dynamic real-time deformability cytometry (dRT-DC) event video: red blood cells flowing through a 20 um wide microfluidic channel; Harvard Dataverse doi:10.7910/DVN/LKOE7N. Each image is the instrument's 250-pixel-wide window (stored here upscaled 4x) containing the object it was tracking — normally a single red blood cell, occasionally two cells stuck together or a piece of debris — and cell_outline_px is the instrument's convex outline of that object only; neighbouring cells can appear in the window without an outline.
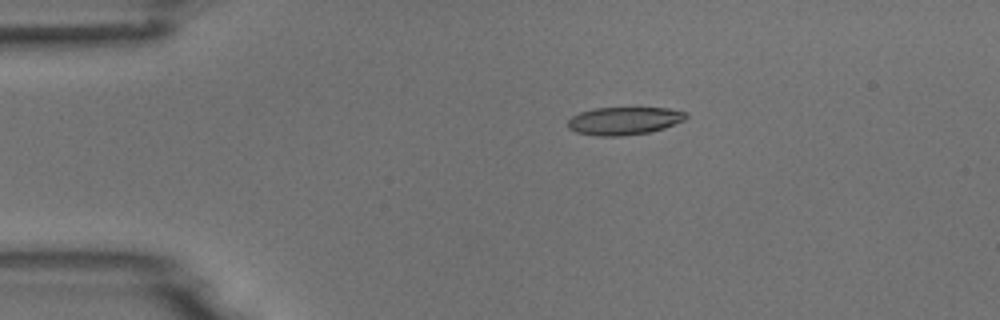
{"species": "common noctule bat (a hibernating species)", "species_latin": "Nyctalus noctula", "temperature_condition": "room temperature", "stored_images_in_passage": 2, "camera_frame_rate_fps": 3000, "um_per_image_px": 0.085, "animal": {"sex": "male", "body_mass_g": 18.8}, "frame": {"image": 1, "passage_image": 1, "time_ms": 0.0, "image_size_px": [1000, 320], "cell_outline_px": [[688, 116], [684, 120], [664, 128], [648, 132], [620, 136], [596, 136], [576, 132], [568, 128], [568, 120], [572, 116], [580, 112], [596, 108], [668, 108], [688, 112]], "centroid_in_image_um": [53.05, 10.27], "position_along_channel_um": 31.9, "area_um2": 19.13}}